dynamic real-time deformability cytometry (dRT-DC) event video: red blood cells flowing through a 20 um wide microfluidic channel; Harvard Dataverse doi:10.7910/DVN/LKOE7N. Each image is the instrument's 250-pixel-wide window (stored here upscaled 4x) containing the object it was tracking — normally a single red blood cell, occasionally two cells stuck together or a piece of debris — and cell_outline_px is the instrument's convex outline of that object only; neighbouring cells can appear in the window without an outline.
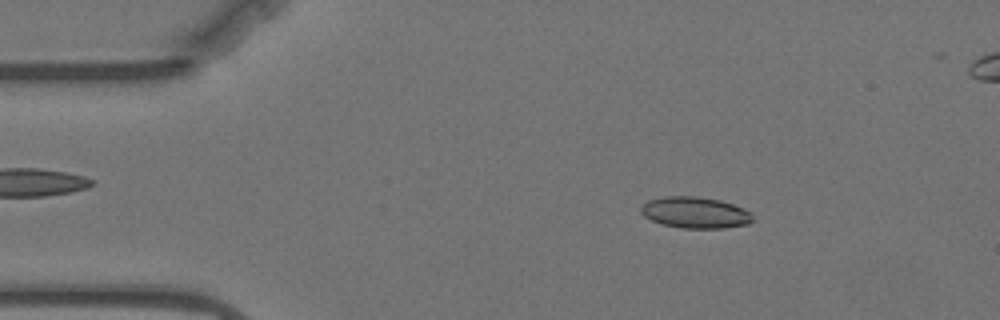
{"species": "Egyptian fruit bat (a non-hibernating species)", "species_latin": "Rousettus aegyptiacus", "temperature_condition": "warm", "stored_images_in_passage": 57, "segment_of_instrument_passage": [1, 2], "camera_frame_rate_fps": 3000, "um_per_image_px": 0.085, "animal": {"sex": "female"}, "frame": {"image": 1, "passage_image": 8, "time_ms": 2.333, "image_size_px": [1000, 320], "cell_outline_px": [[752, 220], [748, 224], [724, 228], [684, 228], [664, 224], [652, 220], [644, 216], [640, 212], [640, 208], [648, 200], [664, 196], [696, 196], [720, 200], [744, 208], [752, 212]], "centroid_in_image_um": [59.1, 18.06], "position_along_channel_um": 25.9, "area_um2": 20.35}}
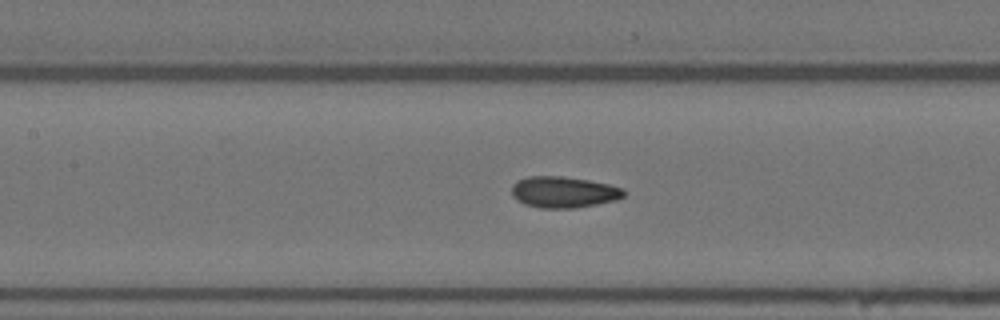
{"frame": {"image": 2, "passage_image": 24, "time_ms": 7.667, "image_size_px": [1000, 320], "cell_outline_px": [[624, 196], [616, 200], [596, 204], [572, 208], [540, 208], [524, 204], [516, 200], [512, 196], [512, 184], [516, 180], [528, 176], [560, 176], [588, 180], [608, 184], [624, 188]], "centroid_in_image_um": [47.87, 16.32], "position_along_channel_um": 159.5, "area_um2": 20.46}}
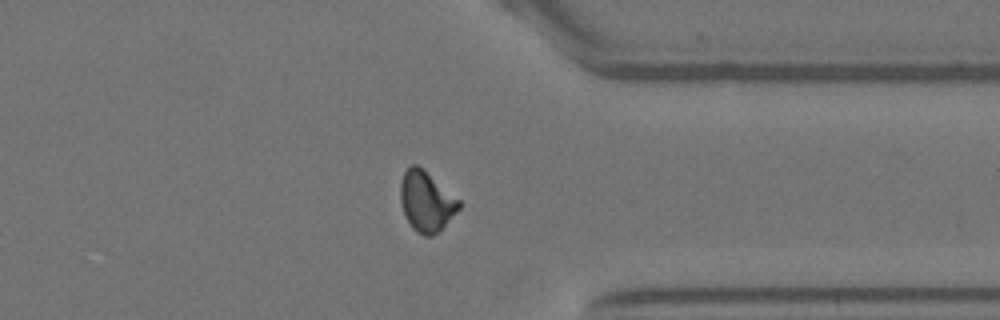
{"frame": {"image": 3, "passage_image": 43, "time_ms": 14.0, "image_size_px": [1000, 320], "cell_outline_px": [[460, 208], [432, 236], [424, 236], [416, 232], [412, 228], [404, 212], [400, 200], [400, 184], [404, 172], [412, 164], [416, 164], [460, 200]], "centroid_in_image_um": [36.21, 17.12], "position_along_channel_um": 375.2, "area_um2": 19.94}}